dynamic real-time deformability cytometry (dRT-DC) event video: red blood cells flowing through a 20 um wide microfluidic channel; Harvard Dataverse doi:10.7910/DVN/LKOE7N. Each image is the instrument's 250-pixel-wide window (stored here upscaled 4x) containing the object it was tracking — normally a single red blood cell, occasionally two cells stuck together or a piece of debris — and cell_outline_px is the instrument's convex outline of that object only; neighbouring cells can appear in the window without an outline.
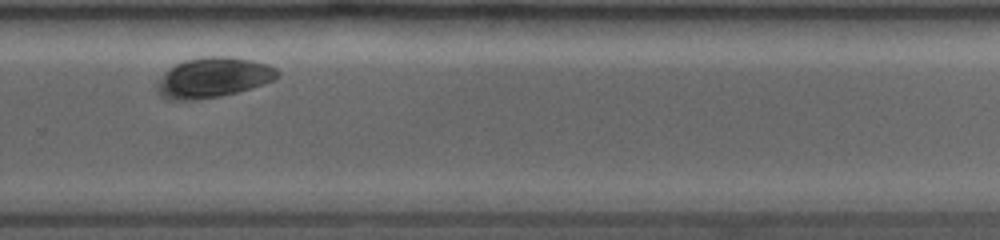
{"species": "common noctule bat (a hibernating species)", "species_latin": "Nyctalus noctula", "temperature_condition": "room temperature", "stored_images_in_passage": 28, "camera_frame_rate_fps": 3500, "um_per_image_px": 0.085, "animal": {"sex": "female", "body_mass_g": 19.0, "forearm_length_mm": 53.3}, "frame": {"image": 1, "passage_image": 20, "time_ms": 7.143, "image_size_px": [1000, 240], "cell_outline_px": [[280, 76], [276, 80], [236, 92], [220, 96], [196, 100], [168, 100], [160, 96], [156, 92], [156, 84], [164, 72], [168, 68], [184, 60], [208, 56], [228, 56], [268, 64], [276, 68], [280, 72]], "centroid_in_image_um": [18.09, 6.6], "position_along_channel_um": 311.7, "area_um2": 28.32}}
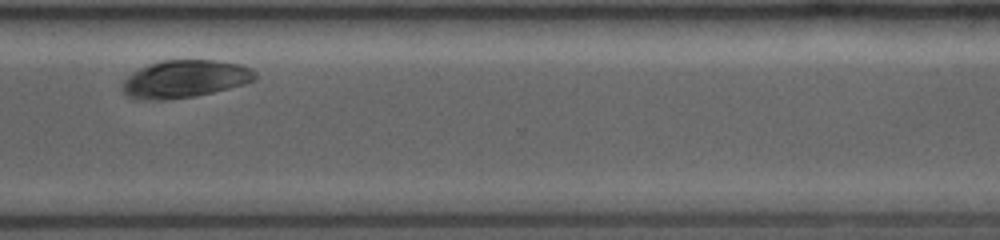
{"frame": {"image": 2, "passage_image": 24, "time_ms": 8.286, "image_size_px": [1000, 240], "cell_outline_px": [[256, 80], [244, 84], [196, 96], [164, 100], [136, 100], [128, 96], [124, 92], [124, 80], [132, 72], [148, 64], [160, 60], [216, 60], [240, 64], [252, 68], [256, 72]], "centroid_in_image_um": [15.73, 6.71], "position_along_channel_um": 354.9, "area_um2": 29.19}}
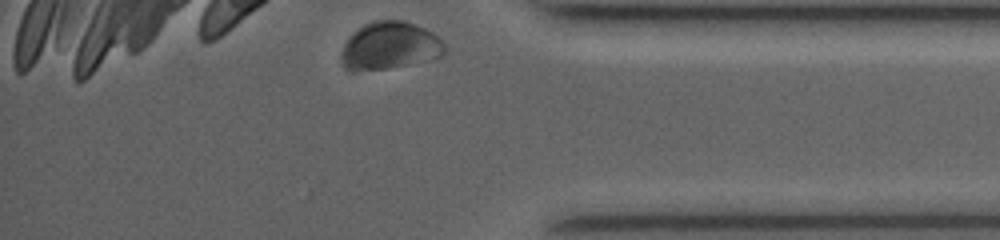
{"frame": {"image": 3, "passage_image": 28, "time_ms": 9.714, "image_size_px": [1000, 240], "cell_outline_px": [[444, 52], [440, 56], [408, 64], [388, 68], [344, 68], [344, 44], [364, 24], [376, 20], [404, 20], [424, 28], [432, 32], [444, 44]], "centroid_in_image_um": [33.19, 3.84], "position_along_channel_um": 402.0, "area_um2": 27.22}}